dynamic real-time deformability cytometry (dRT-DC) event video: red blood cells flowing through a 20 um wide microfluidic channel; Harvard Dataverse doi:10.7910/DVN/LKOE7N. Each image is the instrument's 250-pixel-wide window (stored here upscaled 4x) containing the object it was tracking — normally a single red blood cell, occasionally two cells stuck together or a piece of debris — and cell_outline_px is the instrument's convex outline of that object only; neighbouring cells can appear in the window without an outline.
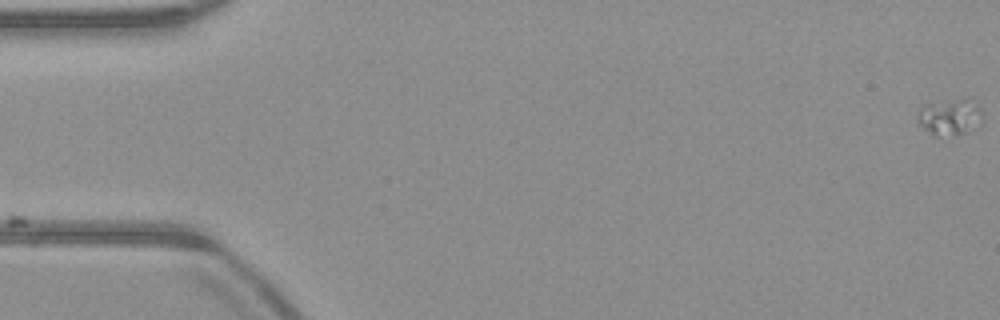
{"species": "common noctule bat (a hibernating species)", "species_latin": "Nyctalus noctula", "temperature_condition": "warm", "stored_images_in_passage": 34, "camera_frame_rate_fps": 3000, "um_per_image_px": 0.085, "animal": {"sex": "male", "body_mass_g": 23.1, "forearm_length_mm": 52.7}, "frame": {"image": 1, "passage_image": 1, "time_ms": 0.0, "image_size_px": [1000, 320], "cell_outline_px": [[984, 120], [980, 124], [968, 132], [956, 136], [936, 136], [924, 128], [916, 120], [920, 108], [924, 104], [964, 96], [972, 96], [980, 108]], "centroid_in_image_um": [80.8, 9.9], "position_along_channel_um": 4.2, "area_um2": 14.51}}
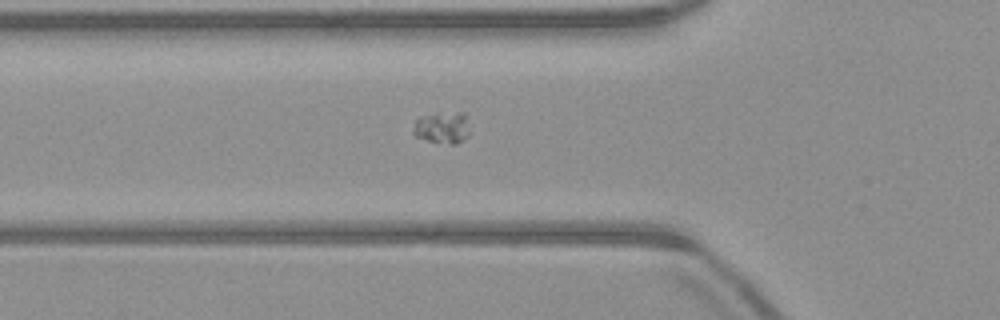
{"frame": {"image": 2, "passage_image": 19, "time_ms": 6.0, "image_size_px": [1000, 320], "cell_outline_px": [[468, 136], [464, 140], [456, 144], [452, 144], [428, 140], [416, 136], [412, 132], [412, 128], [416, 120], [436, 112], [464, 112], [468, 132]], "centroid_in_image_um": [37.59, 10.84], "position_along_channel_um": 88.2, "area_um2": 10.29}}
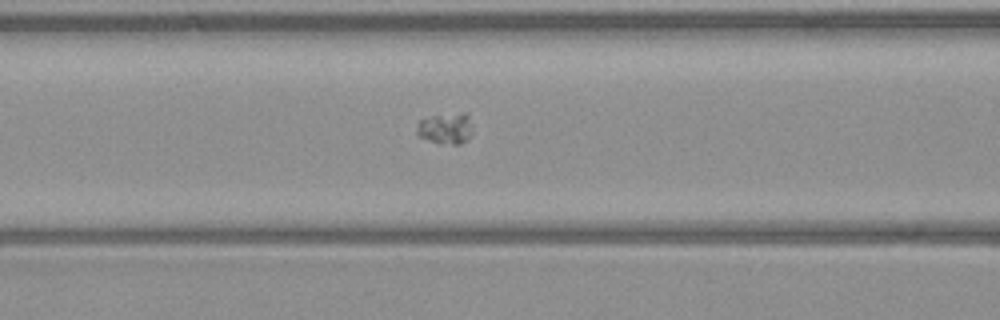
{"frame": {"image": 3, "passage_image": 22, "time_ms": 7.0, "image_size_px": [1000, 320], "cell_outline_px": [[472, 136], [460, 144], [440, 144], [416, 136], [416, 128], [420, 120], [432, 116], [464, 112], [468, 112], [472, 132]], "centroid_in_image_um": [37.88, 10.93], "position_along_channel_um": 128.7, "area_um2": 10.29}}